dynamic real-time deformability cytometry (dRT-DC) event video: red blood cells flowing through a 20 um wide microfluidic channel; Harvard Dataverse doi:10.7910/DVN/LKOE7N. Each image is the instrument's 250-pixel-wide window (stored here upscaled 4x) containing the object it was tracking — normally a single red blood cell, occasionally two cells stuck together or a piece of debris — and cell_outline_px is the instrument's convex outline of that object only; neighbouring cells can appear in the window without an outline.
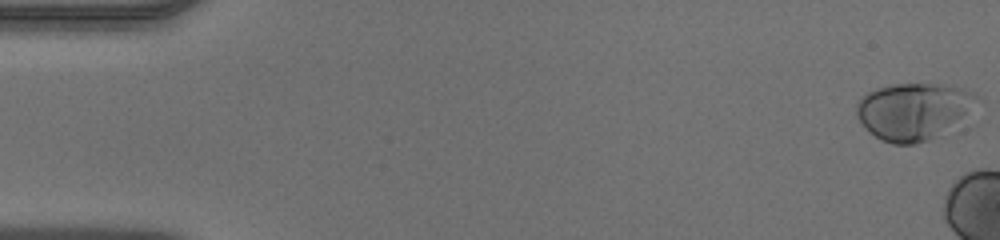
{"species": "human", "species_latin": "Homo sapiens", "temperature_condition": "warm", "stored_images_in_passage": 12, "camera_frame_rate_fps": 3000, "um_per_image_px": 0.085, "donor": {"sex": "male"}, "frame": {"image": 1, "passage_image": 1, "time_ms": 0.0, "image_size_px": [1000, 240], "cell_outline_px": [[976, 124], [972, 128], [916, 144], [892, 144], [880, 140], [868, 132], [856, 116], [856, 104], [868, 92], [876, 88], [896, 84], [944, 84], [976, 92]], "centroid_in_image_um": [77.91, 9.54], "position_along_channel_um": 7.1, "area_um2": 42.89}}